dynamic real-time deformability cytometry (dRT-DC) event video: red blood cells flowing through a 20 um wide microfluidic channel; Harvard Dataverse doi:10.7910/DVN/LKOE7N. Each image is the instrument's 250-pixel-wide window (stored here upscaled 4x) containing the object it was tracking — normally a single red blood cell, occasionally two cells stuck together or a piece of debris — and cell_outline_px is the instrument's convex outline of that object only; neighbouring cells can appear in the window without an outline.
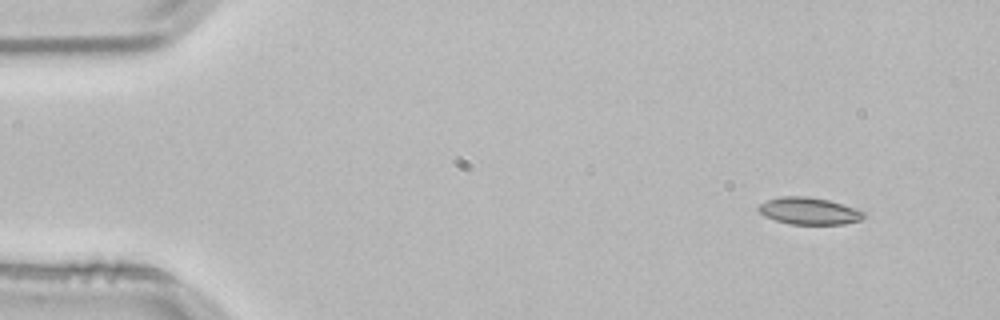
{"species": "common noctule bat (a hibernating species)", "species_latin": "Nyctalus noctula", "temperature_condition": "room temperature", "stored_images_in_passage": 49, "camera_frame_rate_fps": 3000, "um_per_image_px": 0.085, "animal": {"sex": "male", "body_mass_g": 21.5, "forearm_length_mm": 52.0}, "frame": {"image": 1, "passage_image": 1, "time_ms": 0.0, "image_size_px": [1000, 320], "cell_outline_px": [[868, 212], [860, 220], [844, 224], [788, 224], [764, 216], [756, 208], [760, 204], [768, 200], [780, 196], [808, 196], [828, 200]], "centroid_in_image_um": [68.77, 17.93], "position_along_channel_um": 16.2, "area_um2": 16.59}}
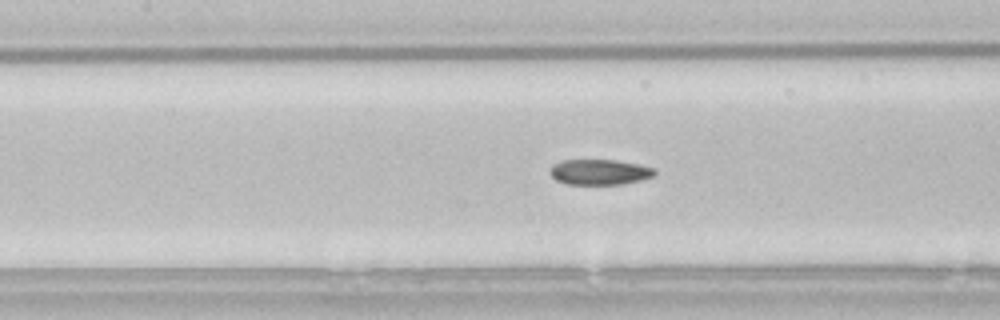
{"frame": {"image": 2, "passage_image": 20, "time_ms": 6.333, "image_size_px": [1000, 320], "cell_outline_px": [[656, 172], [652, 176], [640, 180], [620, 184], [568, 184], [556, 180], [548, 172], [552, 164], [560, 160], [616, 160], [656, 168]], "centroid_in_image_um": [50.92, 14.61], "position_along_channel_um": 156.5, "area_um2": 15.49}}
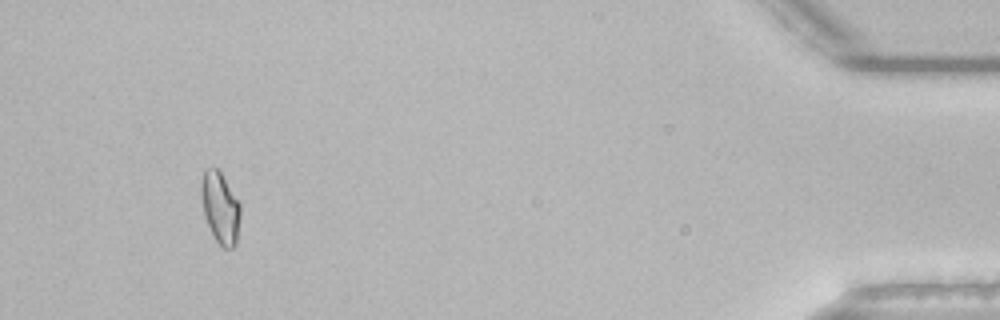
{"frame": {"image": 3, "passage_image": 46, "time_ms": 15.0, "image_size_px": [1000, 320], "cell_outline_px": [[240, 216], [236, 244], [232, 248], [224, 248], [212, 236], [204, 216], [200, 196], [200, 184], [204, 168], [216, 168], [220, 172], [240, 204]], "centroid_in_image_um": [18.69, 17.66], "position_along_channel_um": 416.5, "area_um2": 16.36}, "authors_computed_cell_mechanics": {"area_um2": 16.0684, "velocity_mm_per_s": 3.8418, "shape_relaxation_time_tau1_ms": null, "shape_relaxation_time_tau2_ms": 2.4401, "deformation_change_tau1": null, "deformation_change_tau2": 0.0729}}